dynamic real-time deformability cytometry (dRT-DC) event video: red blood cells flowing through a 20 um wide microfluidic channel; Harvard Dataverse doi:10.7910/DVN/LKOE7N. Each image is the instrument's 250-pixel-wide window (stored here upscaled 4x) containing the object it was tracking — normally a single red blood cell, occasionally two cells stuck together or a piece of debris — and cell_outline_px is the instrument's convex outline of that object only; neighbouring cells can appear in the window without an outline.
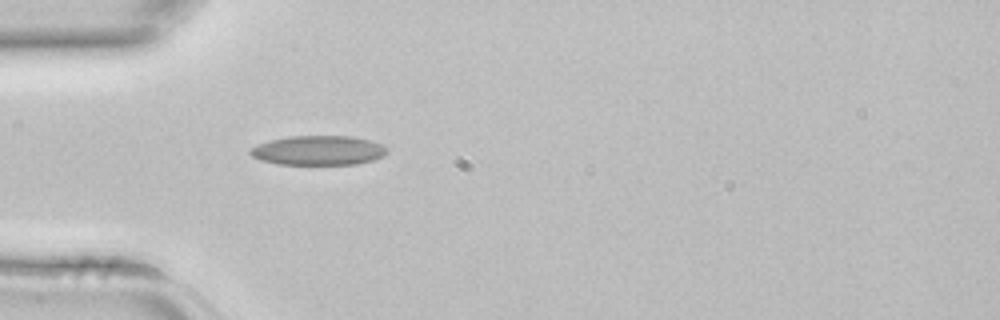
{"species": "common noctule bat (a hibernating species)", "species_latin": "Nyctalus noctula", "temperature_condition": "room temperature", "stored_images_in_passage": 1, "camera_frame_rate_fps": 3000, "um_per_image_px": 0.085, "animal": {"sex": "female", "body_mass_g": 22.7, "forearm_length_mm": 54.2}, "frame": {"image": 1, "passage_image": 1, "time_ms": 0.0, "image_size_px": [1000, 320], "cell_outline_px": [[388, 152], [384, 156], [372, 160], [356, 164], [276, 164], [260, 160], [252, 156], [248, 152], [248, 148], [272, 140], [288, 136], [352, 136], [368, 140], [380, 144]], "centroid_in_image_um": [27.02, 12.79], "position_along_channel_um": 58.0, "area_um2": 23.35}}